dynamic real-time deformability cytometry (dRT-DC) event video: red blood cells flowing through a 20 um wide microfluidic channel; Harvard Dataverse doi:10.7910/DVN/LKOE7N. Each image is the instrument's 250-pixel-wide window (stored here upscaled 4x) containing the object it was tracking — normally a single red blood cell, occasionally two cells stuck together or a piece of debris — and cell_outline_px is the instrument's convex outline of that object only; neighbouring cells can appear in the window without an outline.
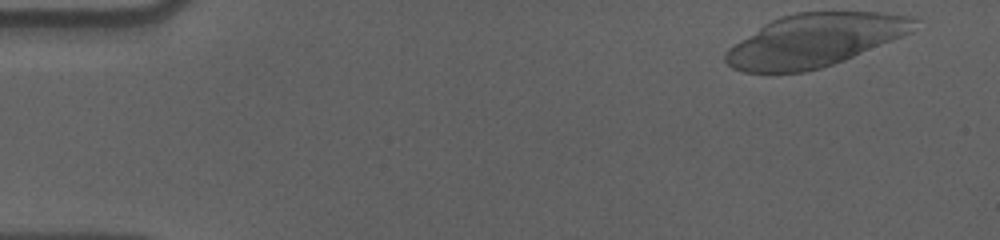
{"species": "human", "species_latin": "Homo sapiens", "temperature_condition": "cold", "stored_images_in_passage": 18, "camera_frame_rate_fps": 3000, "um_per_image_px": 0.085, "donor": {"sex": "male"}, "frame": {"image": 1, "passage_image": 1, "time_ms": 0.0, "image_size_px": [1000, 240], "cell_outline_px": [[920, 20], [912, 32], [844, 60], [820, 68], [804, 72], [744, 72], [732, 68], [724, 60], [724, 52], [728, 48], [764, 24], [780, 16], [796, 12], [880, 12], [908, 16]], "centroid_in_image_um": [69.25, 3.42], "position_along_channel_um": 15.8, "area_um2": 57.86}}